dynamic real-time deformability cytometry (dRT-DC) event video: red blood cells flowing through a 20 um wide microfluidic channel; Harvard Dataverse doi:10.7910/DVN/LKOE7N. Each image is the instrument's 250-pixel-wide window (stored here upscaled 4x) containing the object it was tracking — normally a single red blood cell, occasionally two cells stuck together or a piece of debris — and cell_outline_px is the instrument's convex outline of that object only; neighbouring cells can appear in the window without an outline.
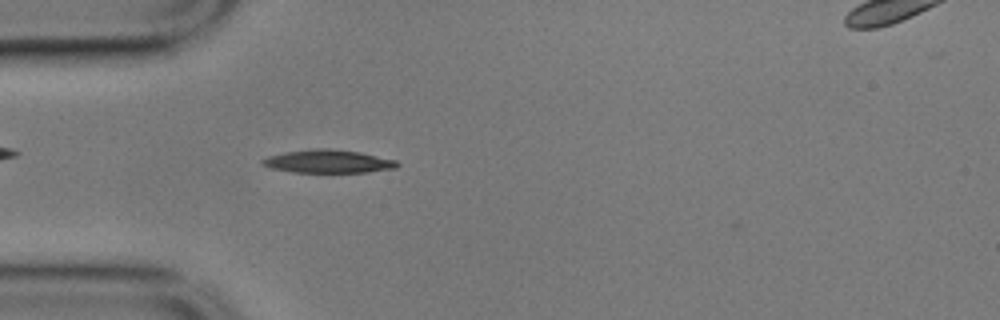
{"species": "common noctule bat (a hibernating species)", "species_latin": "Nyctalus noctula", "temperature_condition": "cold", "stored_images_in_passage": 18, "camera_frame_rate_fps": 3000, "um_per_image_px": 0.085, "animal": {"sex": "male", "body_mass_g": 17.9}, "frame": {"image": 1, "passage_image": 2, "time_ms": 0.333, "image_size_px": [1000, 320], "cell_outline_px": [[400, 164], [396, 168], [368, 172], [292, 172], [272, 168], [260, 164], [260, 160], [268, 156], [284, 152], [316, 148], [332, 148], [360, 152], [396, 160]], "centroid_in_image_um": [27.88, 13.71], "position_along_channel_um": 57.1, "area_um2": 18.26}}
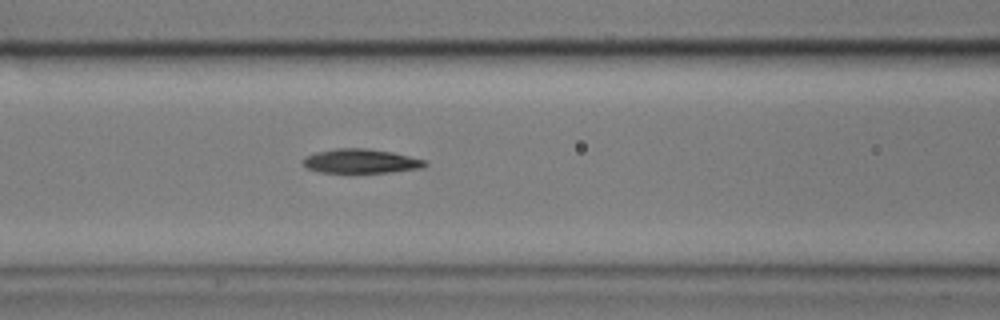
{"frame": {"image": 2, "passage_image": 9, "time_ms": 2.667, "image_size_px": [1000, 320], "cell_outline_px": [[428, 164], [424, 168], [388, 172], [320, 172], [308, 168], [304, 164], [304, 156], [316, 152], [336, 148], [364, 148], [392, 152], [428, 160]], "centroid_in_image_um": [30.73, 13.69], "position_along_channel_um": 135.9, "area_um2": 17.17}}